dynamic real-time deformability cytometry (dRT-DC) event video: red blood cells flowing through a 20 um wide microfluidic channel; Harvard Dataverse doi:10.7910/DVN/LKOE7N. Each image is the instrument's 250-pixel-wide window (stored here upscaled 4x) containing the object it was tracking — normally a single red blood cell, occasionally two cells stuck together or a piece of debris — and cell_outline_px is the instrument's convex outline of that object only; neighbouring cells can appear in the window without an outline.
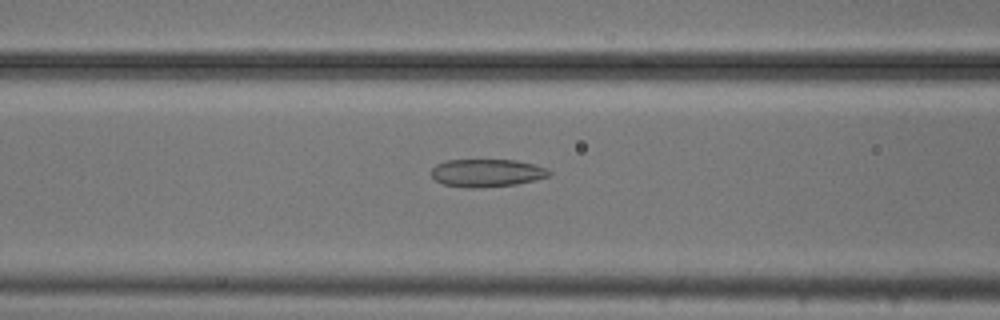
{"species": "common noctule bat (a hibernating species)", "species_latin": "Nyctalus noctula", "temperature_condition": "cold", "stored_images_in_passage": 54, "camera_frame_rate_fps": 3000, "um_per_image_px": 0.085, "animal": {"sex": "male", "body_mass_g": 20.5, "forearm_length_mm": 52.5}, "frame": {"image": 1, "passage_image": 22, "time_ms": 7.0, "image_size_px": [1000, 320], "cell_outline_px": [[552, 176], [536, 180], [516, 184], [480, 188], [468, 188], [444, 184], [436, 180], [432, 176], [432, 168], [436, 164], [444, 160], [516, 160], [536, 164], [548, 168], [552, 172]], "centroid_in_image_um": [41.44, 14.69], "position_along_channel_um": 125.2, "area_um2": 19.36}}
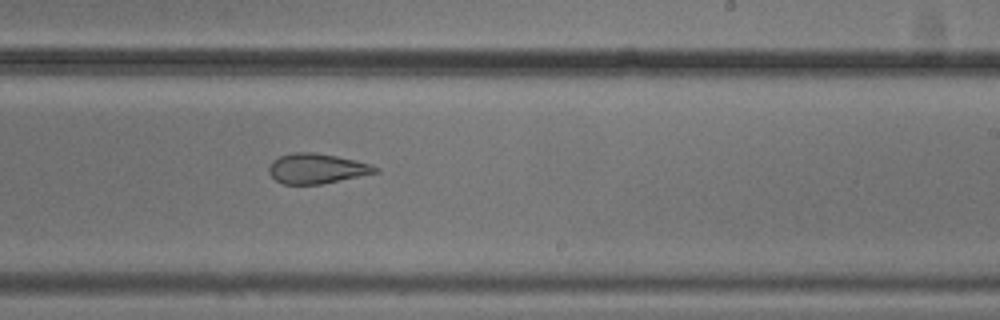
{"frame": {"image": 2, "passage_image": 33, "time_ms": 10.667, "image_size_px": [1000, 320], "cell_outline_px": [[380, 172], [320, 184], [284, 184], [276, 180], [268, 172], [268, 168], [272, 160], [280, 156], [292, 152], [312, 152], [336, 156], [368, 164], [380, 168]], "centroid_in_image_um": [26.89, 14.32], "position_along_channel_um": 262.1, "area_um2": 18.44}}
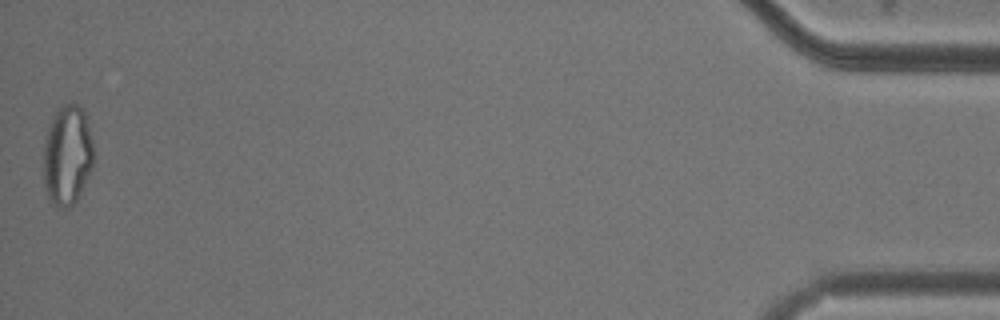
{"frame": {"image": 3, "passage_image": 54, "time_ms": 17.667, "image_size_px": [1000, 320], "cell_outline_px": [[92, 168], [76, 200], [68, 208], [56, 208], [48, 200], [44, 188], [44, 140], [52, 116], [60, 104], [72, 100], [84, 108], [92, 140]], "centroid_in_image_um": [5.7, 13.15], "position_along_channel_um": 429.5, "area_um2": 29.71}, "authors_computed_cell_mechanics": {"area_um2": 23.0911, "velocity_mm_per_s": 3.7352, "shape_relaxation_time_tau1_ms": null, "shape_relaxation_time_tau2_ms": 3.2898, "deformation_change_tau1": null, "deformation_change_tau2": 0.1023}}